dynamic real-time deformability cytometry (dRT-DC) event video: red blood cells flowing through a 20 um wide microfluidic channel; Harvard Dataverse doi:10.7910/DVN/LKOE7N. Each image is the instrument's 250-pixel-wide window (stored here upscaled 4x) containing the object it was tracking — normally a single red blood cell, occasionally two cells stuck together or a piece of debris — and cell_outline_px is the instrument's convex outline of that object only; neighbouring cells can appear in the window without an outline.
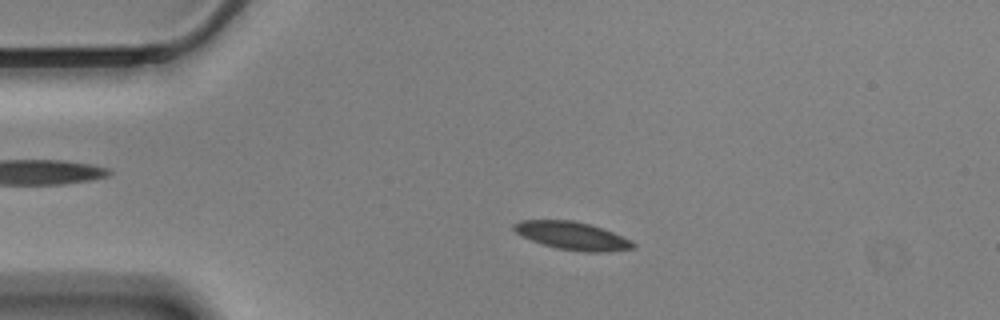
{"species": "Egyptian fruit bat (a non-hibernating species)", "species_latin": "Rousettus aegyptiacus", "temperature_condition": "cold", "stored_images_in_passage": 58, "camera_frame_rate_fps": 3000, "um_per_image_px": 0.085, "animal": {"sex": "male"}, "frame": {"image": 1, "passage_image": 12, "time_ms": 3.667, "image_size_px": [1000, 320], "cell_outline_px": [[636, 248], [608, 252], [584, 252], [556, 248], [532, 240], [516, 232], [512, 228], [512, 224], [520, 220], [572, 220], [588, 224], [612, 232], [632, 240], [636, 244]], "centroid_in_image_um": [48.67, 20.05], "position_along_channel_um": 36.3, "area_um2": 19.31}}
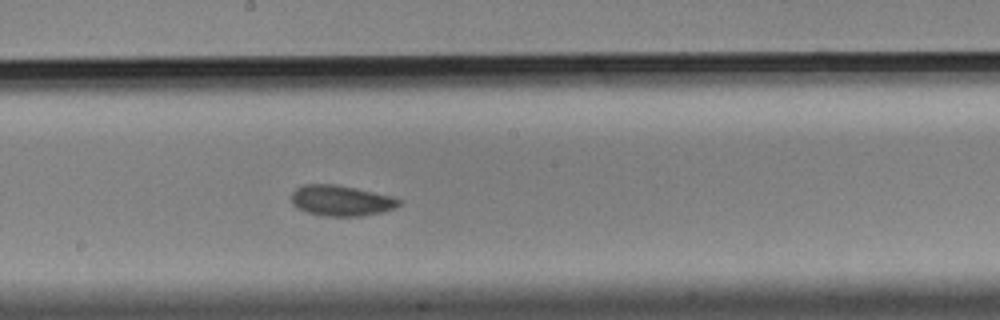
{"frame": {"image": 2, "passage_image": 31, "time_ms": 10.0, "image_size_px": [1000, 320], "cell_outline_px": [[404, 200], [396, 208], [380, 212], [360, 216], [324, 216], [308, 212], [296, 208], [292, 204], [292, 192], [296, 188], [304, 184], [332, 184], [356, 188], [392, 196]], "centroid_in_image_um": [29.0, 17.05], "position_along_channel_um": 219.2, "area_um2": 19.25}}
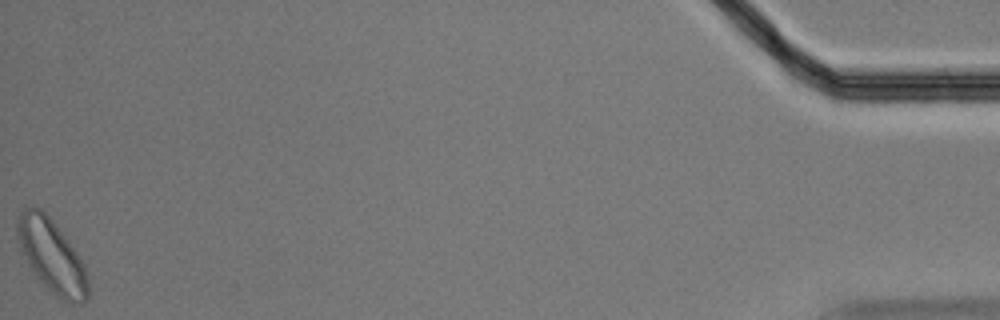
{"frame": {"image": 3, "passage_image": 58, "time_ms": 19.0, "image_size_px": [1000, 320], "cell_outline_px": [[88, 300], [84, 304], [68, 304], [60, 300], [40, 280], [28, 264], [20, 248], [16, 232], [16, 220], [20, 208], [40, 208], [52, 220], [84, 264], [88, 280]], "centroid_in_image_um": [4.39, 21.8], "position_along_channel_um": 430.8, "area_um2": 29.94}, "authors_computed_cell_mechanics": {"area_um2": 19.2474, "velocity_mm_per_s": 3.4298, "shape_relaxation_time_tau1_ms": 3.5161, "shape_relaxation_time_tau2_ms": 5.0641, "deformation_change_tau1": 0.0681, "deformation_change_tau2": 0.0877}}